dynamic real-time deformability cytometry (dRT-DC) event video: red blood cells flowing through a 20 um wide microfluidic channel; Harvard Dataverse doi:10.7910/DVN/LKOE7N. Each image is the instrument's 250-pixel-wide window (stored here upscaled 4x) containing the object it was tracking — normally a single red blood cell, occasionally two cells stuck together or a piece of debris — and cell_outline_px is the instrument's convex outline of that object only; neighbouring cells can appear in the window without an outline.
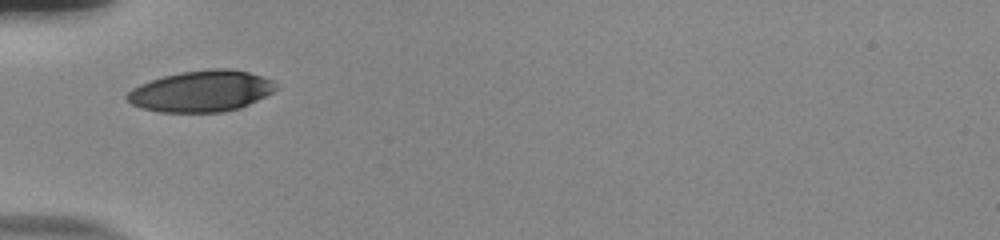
{"species": "human", "species_latin": "Homo sapiens", "temperature_condition": "room temperature", "stored_images_in_passage": 30, "camera_frame_rate_fps": 3000, "um_per_image_px": 0.085, "donor": {"sex": "male"}, "frame": {"image": 1, "passage_image": 1, "time_ms": 0.0, "image_size_px": [1000, 240], "cell_outline_px": [[280, 88], [240, 108], [224, 112], [160, 112], [144, 108], [132, 104], [124, 96], [132, 88], [140, 84], [164, 76], [184, 72], [212, 68], [228, 68], [248, 72], [272, 80]], "centroid_in_image_um": [17.12, 7.75], "position_along_channel_um": 67.9, "area_um2": 35.49}}
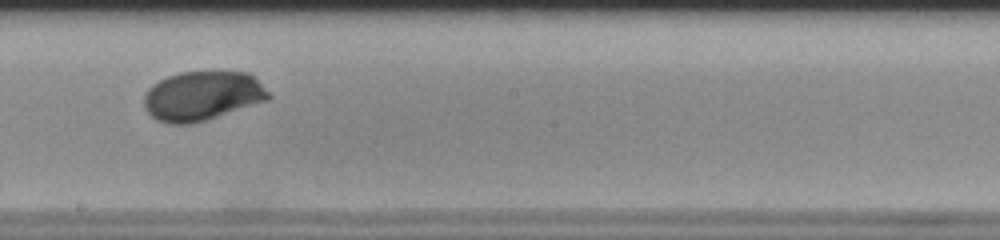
{"frame": {"image": 2, "passage_image": 14, "time_ms": 4.333, "image_size_px": [1000, 240], "cell_outline_px": [[272, 96], [268, 100], [192, 124], [168, 124], [156, 120], [144, 108], [144, 92], [152, 84], [168, 76], [180, 72], [248, 72]], "centroid_in_image_um": [17.14, 8.16], "position_along_channel_um": 231.1, "area_um2": 35.6}}
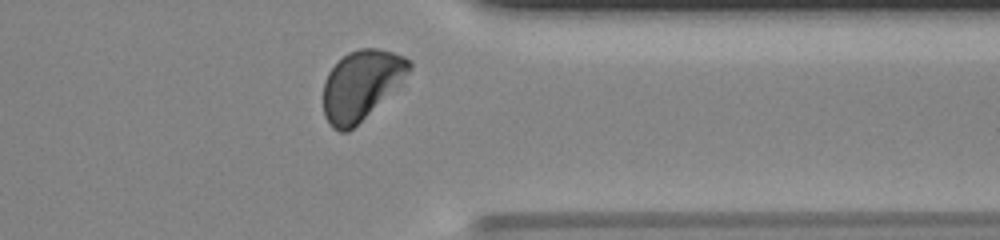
{"frame": {"image": 3, "passage_image": 26, "time_ms": 8.333, "image_size_px": [1000, 240], "cell_outline_px": [[412, 68], [400, 84], [348, 132], [340, 132], [332, 128], [328, 124], [324, 116], [324, 80], [328, 72], [348, 52], [360, 48], [376, 48], [392, 52], [404, 56], [412, 60]], "centroid_in_image_um": [30.7, 7.22], "position_along_channel_um": 380.7, "area_um2": 34.56}, "authors_computed_cell_mechanics": {"area_um2": 35.3447, "velocity_mm_per_s": 3.8098, "shape_relaxation_time_tau1_ms": 2.3705, "shape_relaxation_time_tau2_ms": 0.8536, "deformation_change_tau1": 0.1027, "deformation_change_tau2": 0.0286}}